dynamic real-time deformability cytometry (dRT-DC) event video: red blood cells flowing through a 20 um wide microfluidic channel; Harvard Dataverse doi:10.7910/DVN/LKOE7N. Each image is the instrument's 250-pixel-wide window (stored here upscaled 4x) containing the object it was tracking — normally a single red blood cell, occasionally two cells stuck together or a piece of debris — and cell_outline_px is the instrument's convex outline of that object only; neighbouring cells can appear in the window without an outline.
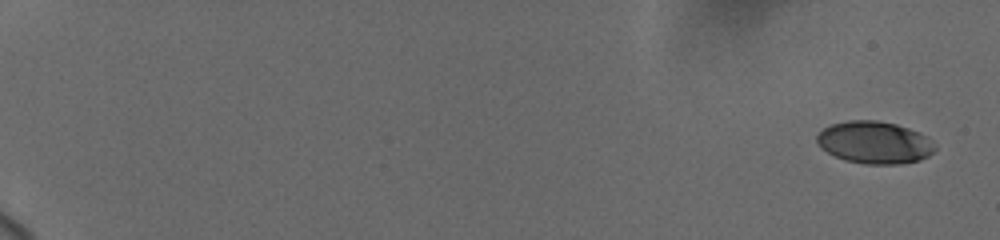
{"species": "human", "species_latin": "Homo sapiens", "temperature_condition": "cold", "stored_images_in_passage": 11, "camera_frame_rate_fps": 3000, "um_per_image_px": 0.085, "donor": {"sex": "female"}, "frame": {"image": 1, "passage_image": 1, "time_ms": 0.0, "image_size_px": [1000, 240], "cell_outline_px": [[936, 148], [928, 156], [920, 160], [900, 164], [864, 164], [844, 160], [828, 152], [816, 140], [816, 136], [824, 128], [832, 124], [848, 120], [876, 120], [896, 124], [908, 128], [924, 136], [936, 144]], "centroid_in_image_um": [74.34, 12.11], "position_along_channel_um": 10.7, "area_um2": 28.84}}
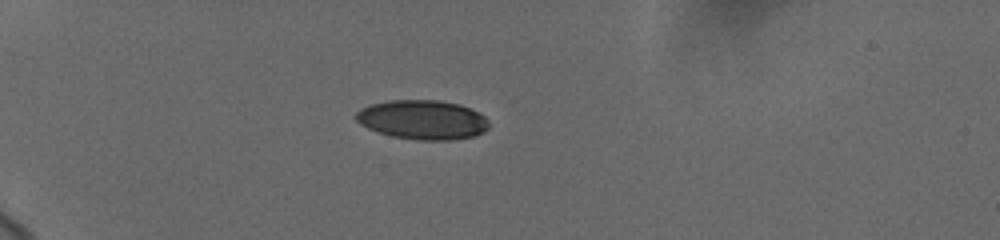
{"frame": {"image": 2, "passage_image": 8, "time_ms": 5.667, "image_size_px": [1000, 240], "cell_outline_px": [[488, 128], [484, 132], [476, 136], [452, 140], [416, 140], [392, 136], [368, 128], [360, 124], [356, 120], [356, 112], [360, 108], [368, 104], [388, 100], [436, 100], [460, 104], [484, 116], [488, 120]], "centroid_in_image_um": [35.9, 10.18], "position_along_channel_um": 49.1, "area_um2": 30.58}}
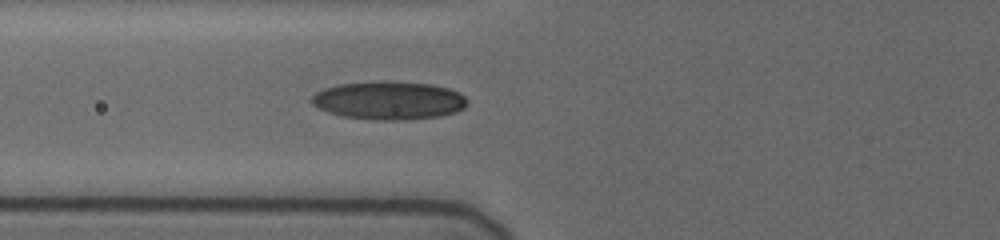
{"frame": {"image": 3, "passage_image": 11, "time_ms": 8.0, "image_size_px": [1000, 240], "cell_outline_px": [[468, 104], [464, 108], [456, 112], [440, 116], [404, 120], [380, 120], [344, 116], [328, 112], [312, 104], [312, 96], [316, 92], [324, 88], [340, 84], [432, 84], [448, 88], [460, 92], [468, 100]], "centroid_in_image_um": [33.11, 8.58], "position_along_channel_um": 92.7, "area_um2": 33.47}}